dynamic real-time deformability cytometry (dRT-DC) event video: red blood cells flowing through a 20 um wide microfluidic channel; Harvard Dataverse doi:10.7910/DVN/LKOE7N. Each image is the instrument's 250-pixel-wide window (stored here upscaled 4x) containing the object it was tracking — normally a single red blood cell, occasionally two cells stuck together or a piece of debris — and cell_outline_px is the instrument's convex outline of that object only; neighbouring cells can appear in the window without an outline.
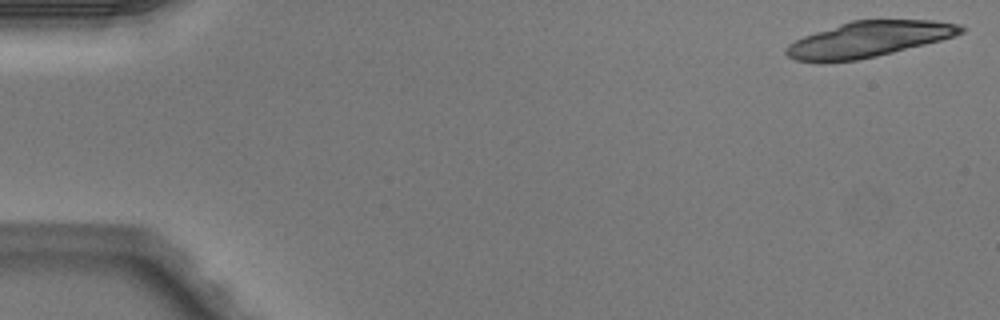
{"species": "Egyptian fruit bat (a non-hibernating species)", "species_latin": "Rousettus aegyptiacus", "temperature_condition": "warm", "stored_images_in_passage": 7, "camera_frame_rate_fps": 3000, "um_per_image_px": 0.085, "animal": {"sex": "male"}, "frame": {"image": 1, "passage_image": 1, "time_ms": 0.0, "image_size_px": [1000, 320], "cell_outline_px": [[964, 32], [956, 36], [876, 56], [856, 60], [816, 64], [796, 60], [788, 56], [784, 52], [784, 48], [788, 44], [804, 36], [852, 20], [932, 20], [960, 24], [964, 28]], "centroid_in_image_um": [73.79, 3.36], "position_along_channel_um": 11.2, "area_um2": 36.3}}
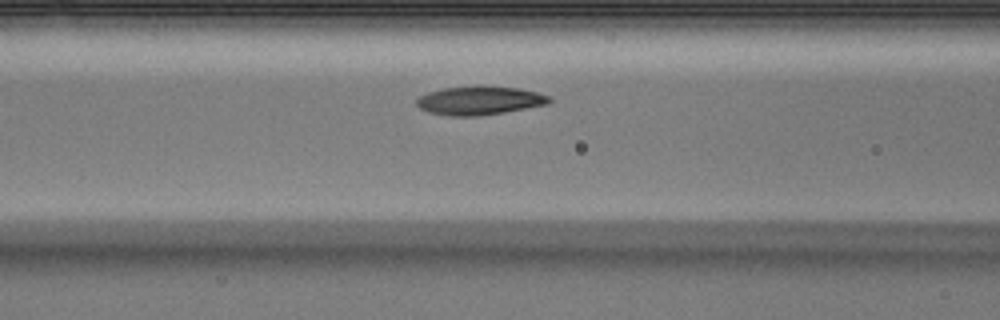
{"frame": {"image": 2, "passage_image": 7, "time_ms": 2.0, "image_size_px": [1000, 320], "cell_outline_px": [[552, 100], [548, 104], [504, 112], [480, 116], [448, 116], [428, 112], [420, 108], [416, 104], [416, 100], [420, 96], [428, 92], [444, 88], [476, 84], [484, 84], [520, 88], [552, 96]], "centroid_in_image_um": [40.78, 8.52], "position_along_channel_um": 125.8, "area_um2": 22.72}}